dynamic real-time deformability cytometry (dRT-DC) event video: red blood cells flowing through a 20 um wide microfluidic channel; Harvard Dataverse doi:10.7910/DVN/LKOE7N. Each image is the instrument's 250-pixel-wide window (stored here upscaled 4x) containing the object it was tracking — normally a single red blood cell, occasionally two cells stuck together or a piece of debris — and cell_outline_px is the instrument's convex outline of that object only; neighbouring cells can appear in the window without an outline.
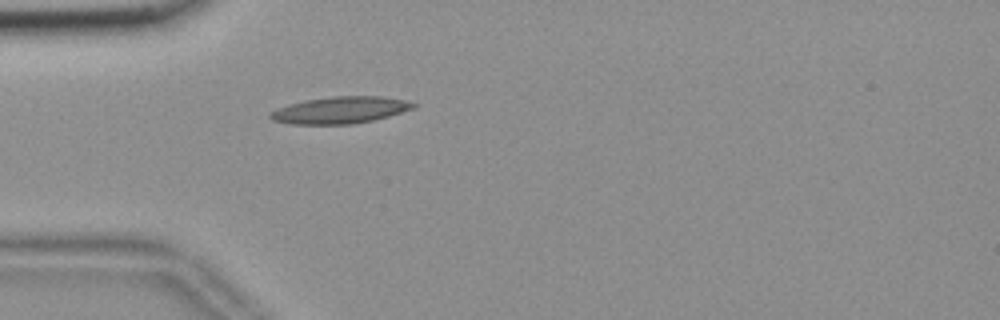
{"species": "common noctule bat (a hibernating species)", "species_latin": "Nyctalus noctula", "temperature_condition": "room temperature", "stored_images_in_passage": 40, "camera_frame_rate_fps": 3000, "um_per_image_px": 0.085, "animal": {"sex": "female", "body_mass_g": 18.4}, "frame": {"image": 1, "passage_image": 1, "time_ms": 0.0, "image_size_px": [1000, 320], "cell_outline_px": [[416, 108], [388, 116], [372, 120], [352, 124], [292, 124], [272, 120], [268, 116], [268, 112], [276, 108], [288, 104], [304, 100], [332, 96], [380, 96], [404, 100], [416, 104]], "centroid_in_image_um": [28.87, 9.35], "position_along_channel_um": 56.1, "area_um2": 22.43}}
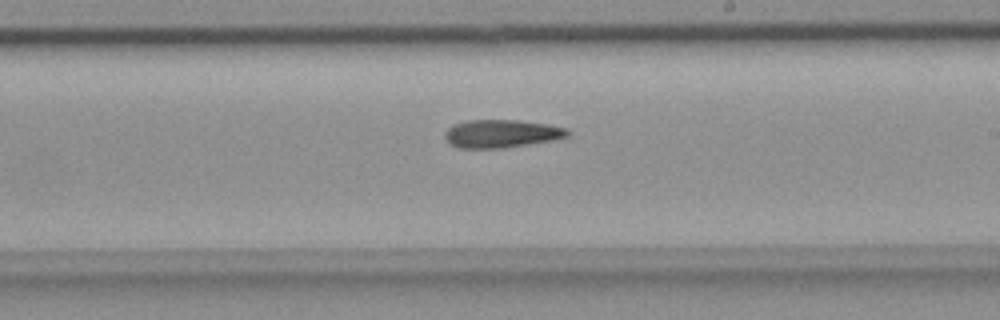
{"frame": {"image": 2, "passage_image": 17, "time_ms": 5.333, "image_size_px": [1000, 320], "cell_outline_px": [[572, 132], [568, 136], [552, 140], [500, 148], [456, 148], [448, 144], [444, 136], [444, 132], [452, 124], [468, 120], [516, 120], [548, 124], [568, 128]], "centroid_in_image_um": [42.59, 11.35], "position_along_channel_um": 246.4, "area_um2": 20.17}}
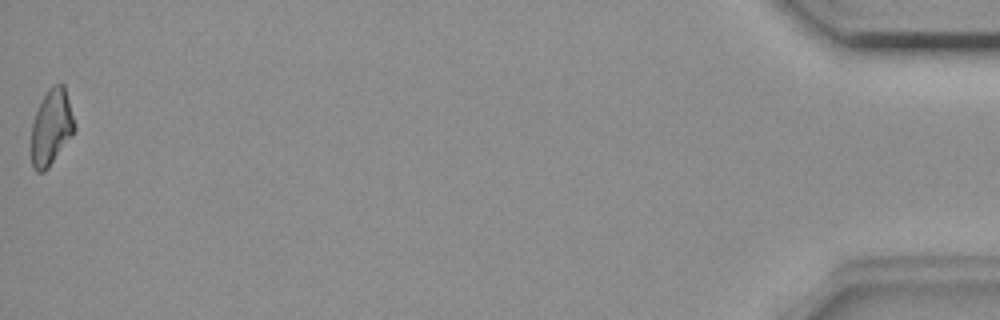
{"frame": {"image": 3, "passage_image": 40, "time_ms": 13.0, "image_size_px": [1000, 320], "cell_outline_px": [[76, 128], [72, 136], [48, 168], [44, 172], [36, 172], [32, 164], [28, 148], [32, 124], [36, 112], [48, 88], [52, 84], [64, 84]], "centroid_in_image_um": [4.32, 10.87], "position_along_channel_um": 430.9, "area_um2": 19.42}}